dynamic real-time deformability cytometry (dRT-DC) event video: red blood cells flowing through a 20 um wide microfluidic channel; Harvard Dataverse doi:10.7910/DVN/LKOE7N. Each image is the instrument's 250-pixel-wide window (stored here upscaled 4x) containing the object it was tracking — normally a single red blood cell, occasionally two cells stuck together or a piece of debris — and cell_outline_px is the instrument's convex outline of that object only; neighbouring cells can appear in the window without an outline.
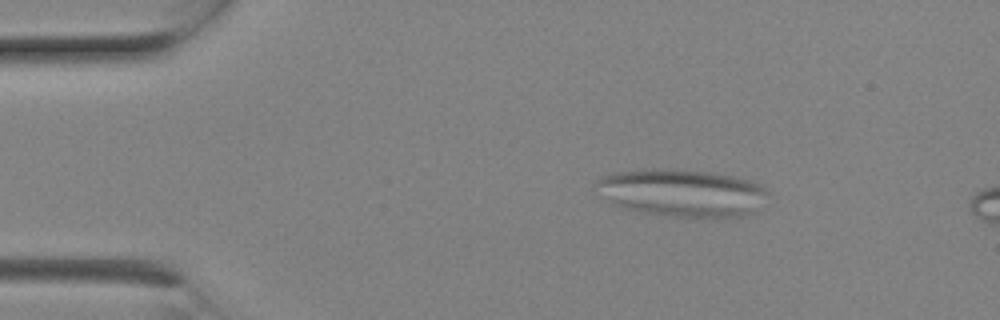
{"species": "Egyptian fruit bat (a non-hibernating species)", "species_latin": "Rousettus aegyptiacus", "temperature_condition": "room temperature", "stored_images_in_passage": 5, "camera_frame_rate_fps": 3000, "um_per_image_px": 0.085, "animal": {"sex": "female"}, "frame": {"image": 1, "passage_image": 3, "time_ms": 0.667, "image_size_px": [1000, 320], "cell_outline_px": [[768, 192], [756, 212], [744, 216], [668, 216], [644, 212], [624, 208], [612, 204], [608, 200], [596, 184], [596, 180], [612, 172], [656, 168], [664, 168], [712, 172], [732, 176], [748, 180], [760, 184]], "centroid_in_image_um": [57.98, 16.37], "position_along_channel_um": 27.0, "area_um2": 47.05}}